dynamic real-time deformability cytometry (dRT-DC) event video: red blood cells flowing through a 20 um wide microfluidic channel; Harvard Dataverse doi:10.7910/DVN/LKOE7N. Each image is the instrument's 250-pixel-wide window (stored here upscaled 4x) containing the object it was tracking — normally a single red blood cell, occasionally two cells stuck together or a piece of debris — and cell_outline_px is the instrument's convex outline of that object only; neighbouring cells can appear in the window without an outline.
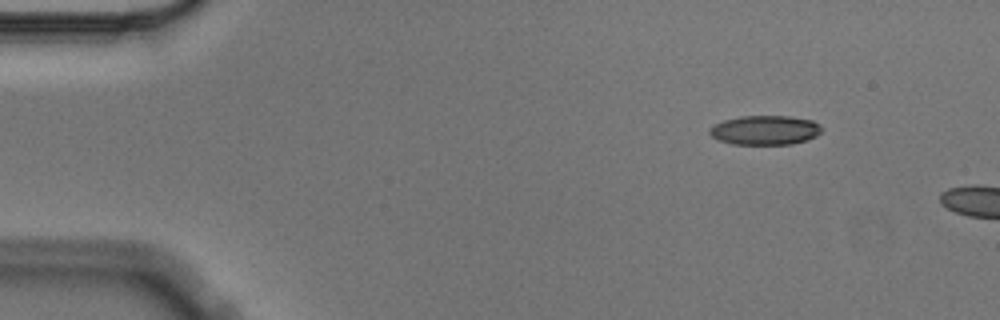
{"species": "Egyptian fruit bat (a non-hibernating species)", "species_latin": "Rousettus aegyptiacus", "temperature_condition": "cold", "stored_images_in_passage": 5, "segment_of_instrument_passage": [2, 2], "camera_frame_rate_fps": 3000, "um_per_image_px": 0.085, "animal": {"sex": "male"}, "frame": {"image": 1, "passage_image": 5, "time_ms": 1.333, "image_size_px": [1000, 320], "cell_outline_px": [[820, 132], [816, 136], [808, 140], [792, 144], [732, 144], [716, 140], [708, 132], [712, 124], [724, 120], [740, 116], [788, 116], [812, 120], [820, 124]], "centroid_in_image_um": [64.99, 11.06], "position_along_channel_um": 20.0, "area_um2": 19.31}}